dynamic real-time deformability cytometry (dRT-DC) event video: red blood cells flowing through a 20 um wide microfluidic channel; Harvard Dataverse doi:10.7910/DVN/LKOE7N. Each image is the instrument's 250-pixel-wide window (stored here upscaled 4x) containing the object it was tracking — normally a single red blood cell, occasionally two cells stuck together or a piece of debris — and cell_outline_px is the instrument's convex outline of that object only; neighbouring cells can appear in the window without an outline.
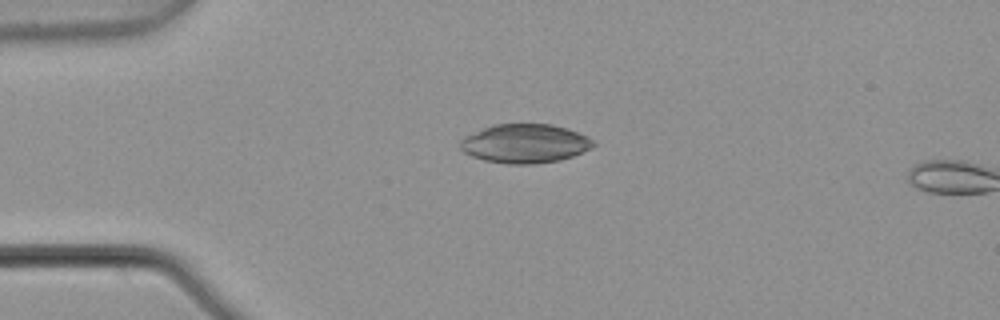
{"species": "common noctule bat (a hibernating species)", "species_latin": "Nyctalus noctula", "temperature_condition": "warm", "stored_images_in_passage": 3, "camera_frame_rate_fps": 3000, "um_per_image_px": 0.085, "animal": {"sex": "male", "body_mass_g": 21.5, "forearm_length_mm": 52.0}, "frame": {"image": 1, "passage_image": 2, "time_ms": 0.333, "image_size_px": [1000, 320], "cell_outline_px": [[596, 144], [592, 148], [572, 156], [560, 160], [532, 164], [508, 164], [484, 160], [472, 156], [464, 152], [460, 148], [460, 140], [464, 136], [484, 128], [496, 124], [552, 124], [588, 136]], "centroid_in_image_um": [44.61, 12.2], "position_along_channel_um": 40.4, "area_um2": 30.06}}